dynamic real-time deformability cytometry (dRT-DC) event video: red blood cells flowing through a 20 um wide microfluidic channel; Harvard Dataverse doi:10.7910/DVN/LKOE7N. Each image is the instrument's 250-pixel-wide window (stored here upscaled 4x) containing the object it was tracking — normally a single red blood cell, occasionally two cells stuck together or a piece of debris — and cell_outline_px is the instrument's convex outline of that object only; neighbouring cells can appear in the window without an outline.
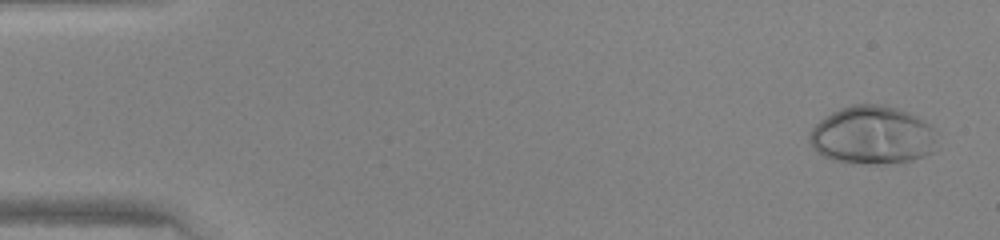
{"species": "human", "species_latin": "Homo sapiens", "temperature_condition": "warm", "stored_images_in_passage": 47, "camera_frame_rate_fps": 3000, "um_per_image_px": 0.085, "donor": {"sex": "female"}, "frame": {"image": 1, "passage_image": 2, "time_ms": 0.333, "image_size_px": [1000, 240], "cell_outline_px": [[940, 148], [936, 152], [912, 160], [884, 164], [852, 164], [832, 160], [816, 152], [812, 148], [808, 140], [808, 136], [812, 128], [820, 120], [832, 112], [840, 108], [852, 104], [884, 104], [908, 112], [932, 124], [936, 132]], "centroid_in_image_um": [74.2, 11.51], "position_along_channel_um": 10.8, "area_um2": 44.45}}
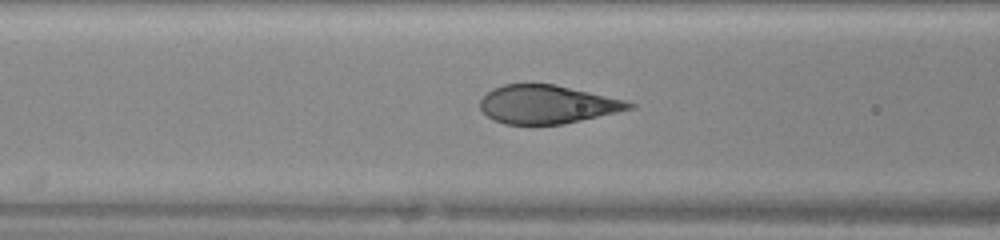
{"frame": {"image": 2, "passage_image": 19, "time_ms": 6.0, "image_size_px": [1000, 240], "cell_outline_px": [[636, 108], [564, 124], [504, 124], [488, 116], [480, 108], [480, 100], [492, 88], [504, 84], [556, 84], [624, 100], [636, 104]], "centroid_in_image_um": [46.53, 8.87], "position_along_channel_um": 120.1, "area_um2": 33.23}}
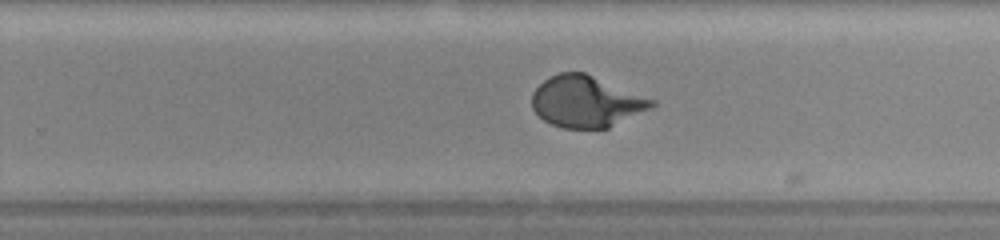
{"frame": {"image": 3, "passage_image": 30, "time_ms": 9.667, "image_size_px": [1000, 240], "cell_outline_px": [[656, 104], [652, 108], [608, 128], [564, 128], [552, 124], [544, 120], [532, 108], [532, 92], [544, 80], [560, 72], [584, 72], [656, 100]], "centroid_in_image_um": [49.84, 8.63], "position_along_channel_um": 280.0, "area_um2": 35.66}}